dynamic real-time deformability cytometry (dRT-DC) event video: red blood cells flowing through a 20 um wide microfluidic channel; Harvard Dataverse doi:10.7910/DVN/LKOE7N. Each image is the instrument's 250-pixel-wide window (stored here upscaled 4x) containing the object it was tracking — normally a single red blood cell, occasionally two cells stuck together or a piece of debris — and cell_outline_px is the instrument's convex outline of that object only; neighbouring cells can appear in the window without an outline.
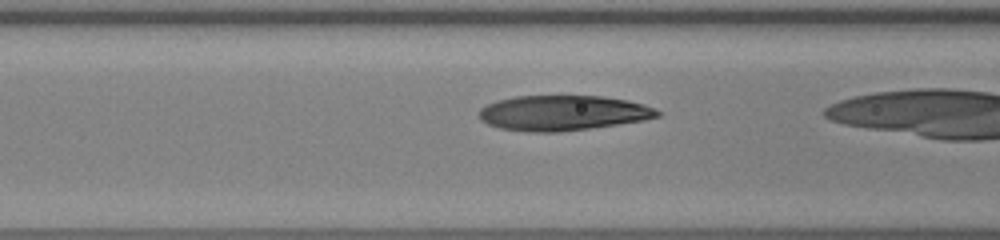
{"species": "human", "species_latin": "Homo sapiens", "temperature_condition": "warm", "stored_images_in_passage": 17, "camera_frame_rate_fps": 3000, "um_per_image_px": 0.085, "donor": {"sex": "male"}, "frame": {"image": 1, "passage_image": 3, "time_ms": 0.667, "image_size_px": [1000, 240], "cell_outline_px": [[660, 116], [644, 120], [560, 132], [528, 132], [500, 128], [488, 124], [480, 120], [480, 108], [496, 100], [516, 96], [604, 96], [628, 100], [644, 104], [660, 112]], "centroid_in_image_um": [47.82, 9.59], "position_along_channel_um": 118.8, "area_um2": 36.41}}
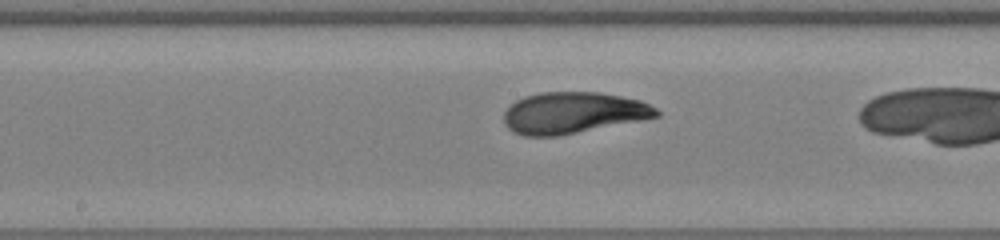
{"frame": {"image": 2, "passage_image": 9, "time_ms": 2.667, "image_size_px": [1000, 240], "cell_outline_px": [[660, 116], [640, 120], [556, 136], [524, 136], [512, 132], [504, 124], [504, 112], [516, 100], [524, 96], [540, 92], [600, 92], [640, 100], [656, 108], [660, 112]], "centroid_in_image_um": [48.68, 9.58], "position_along_channel_um": 199.5, "area_um2": 36.65}}
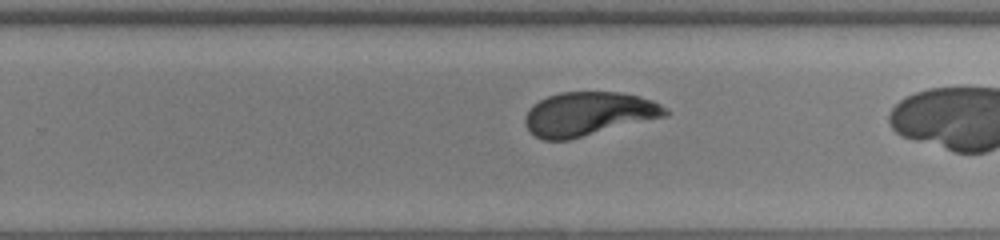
{"frame": {"image": 3, "passage_image": 15, "time_ms": 4.667, "image_size_px": [1000, 240], "cell_outline_px": [[668, 116], [568, 140], [544, 140], [536, 136], [524, 124], [524, 116], [532, 104], [548, 96], [560, 92], [620, 92], [640, 96], [652, 100], [668, 108]], "centroid_in_image_um": [50.03, 9.68], "position_along_channel_um": 279.8, "area_um2": 35.95}}